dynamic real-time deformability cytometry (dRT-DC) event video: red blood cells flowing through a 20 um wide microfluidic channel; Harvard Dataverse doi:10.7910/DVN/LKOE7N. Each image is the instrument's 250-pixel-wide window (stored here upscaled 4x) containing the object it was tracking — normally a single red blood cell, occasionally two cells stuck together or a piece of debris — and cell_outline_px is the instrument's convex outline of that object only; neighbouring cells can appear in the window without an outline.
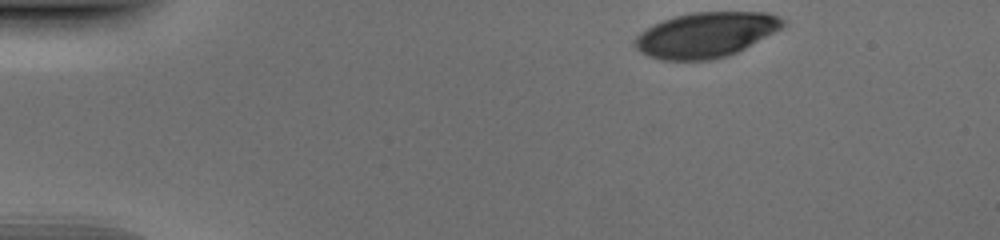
{"species": "human", "species_latin": "Homo sapiens", "temperature_condition": "cold", "stored_images_in_passage": 38, "camera_frame_rate_fps": 3000, "um_per_image_px": 0.085, "donor": {"sex": "male"}, "frame": {"image": 1, "passage_image": 1, "time_ms": 0.0, "image_size_px": [1000, 240], "cell_outline_px": [[784, 24], [780, 28], [744, 48], [728, 56], [712, 60], [660, 60], [648, 56], [640, 52], [632, 44], [632, 40], [640, 32], [664, 20], [676, 16], [692, 12], [768, 12], [784, 20]], "centroid_in_image_um": [59.93, 2.97], "position_along_channel_um": 25.1, "area_um2": 38.61}}
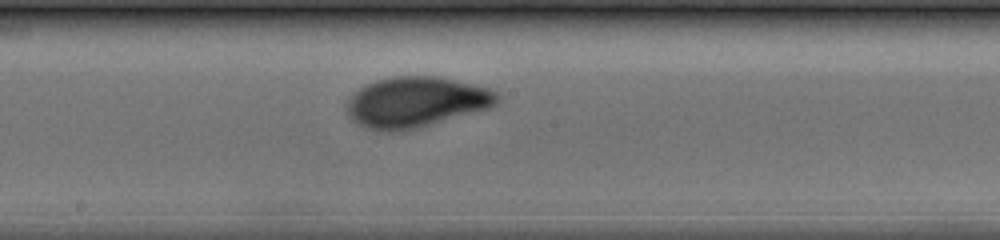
{"frame": {"image": 2, "passage_image": 22, "time_ms": 7.0, "image_size_px": [1000, 240], "cell_outline_px": [[500, 104], [492, 108], [420, 128], [400, 132], [380, 132], [356, 124], [348, 116], [344, 108], [348, 96], [352, 92], [364, 84], [376, 80], [396, 76], [436, 76], [492, 88], [500, 92]], "centroid_in_image_um": [35.37, 8.7], "position_along_channel_um": 212.8, "area_um2": 45.72}}
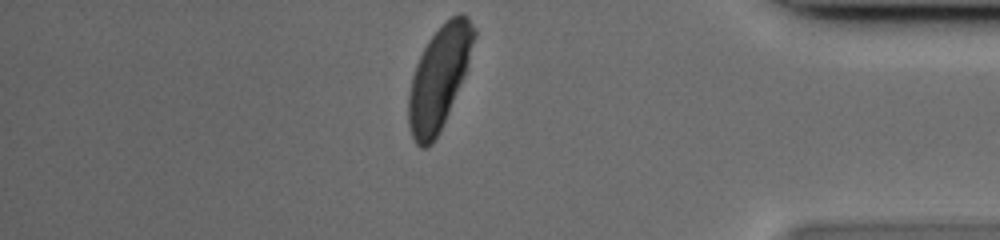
{"frame": {"image": 3, "passage_image": 38, "time_ms": 12.333, "image_size_px": [1000, 240], "cell_outline_px": [[476, 36], [468, 64], [464, 76], [444, 120], [432, 144], [428, 148], [420, 148], [416, 144], [412, 136], [408, 124], [408, 96], [412, 76], [416, 64], [428, 40], [452, 16], [460, 12], [464, 12], [468, 16], [476, 28]], "centroid_in_image_um": [37.32, 6.58], "position_along_channel_um": 397.9, "area_um2": 38.61}}